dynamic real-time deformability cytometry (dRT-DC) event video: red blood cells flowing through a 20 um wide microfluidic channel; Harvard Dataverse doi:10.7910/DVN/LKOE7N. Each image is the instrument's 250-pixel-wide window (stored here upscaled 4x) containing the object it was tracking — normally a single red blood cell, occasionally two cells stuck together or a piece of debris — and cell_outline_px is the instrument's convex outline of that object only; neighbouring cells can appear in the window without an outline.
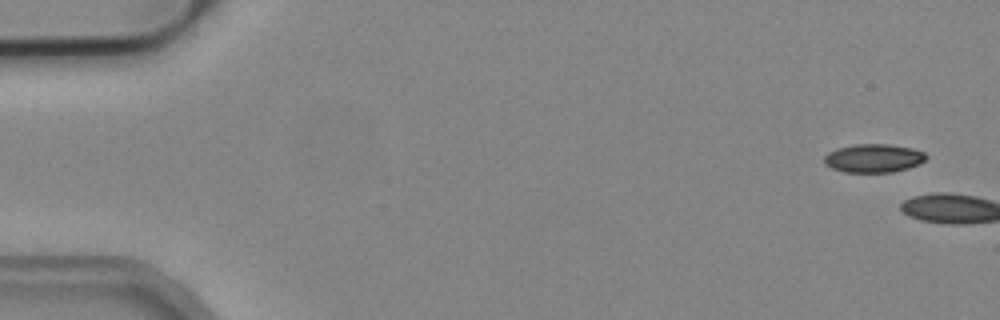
{"species": "common noctule bat (a hibernating species)", "species_latin": "Nyctalus noctula", "temperature_condition": "cold", "stored_images_in_passage": 9, "camera_frame_rate_fps": 3000, "um_per_image_px": 0.085, "animal": {"sex": "male", "body_mass_g": 19.2, "forearm_length_mm": 51.8}, "frame": {"image": 1, "passage_image": 1, "time_ms": 0.0, "image_size_px": [1000, 320], "cell_outline_px": [[928, 156], [920, 164], [908, 168], [892, 172], [844, 172], [832, 168], [824, 164], [824, 156], [828, 152], [836, 148], [856, 144], [888, 144], [912, 148], [924, 152]], "centroid_in_image_um": [74.24, 13.44], "position_along_channel_um": 10.8, "area_um2": 16.99}}
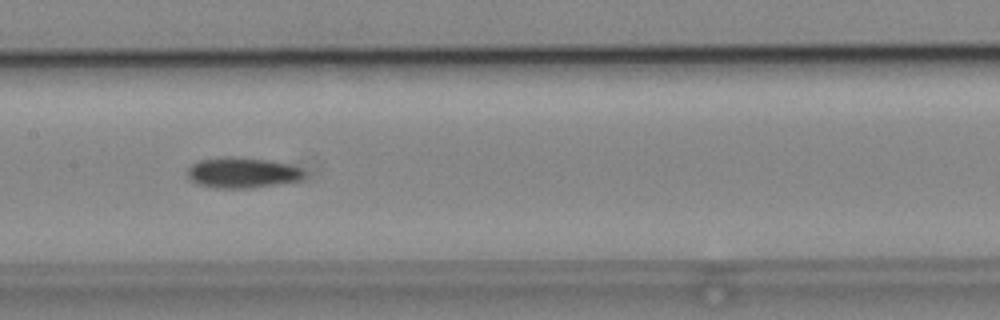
{"frame": {"image": 2, "passage_image": 8, "time_ms": 2.333, "image_size_px": [1000, 320], "cell_outline_px": [[308, 172], [300, 180], [252, 188], [216, 188], [200, 184], [188, 180], [188, 168], [192, 164], [200, 160], [220, 156], [236, 156], [268, 160], [288, 164], [304, 168]], "centroid_in_image_um": [20.62, 14.66], "position_along_channel_um": 186.8, "area_um2": 21.1}}
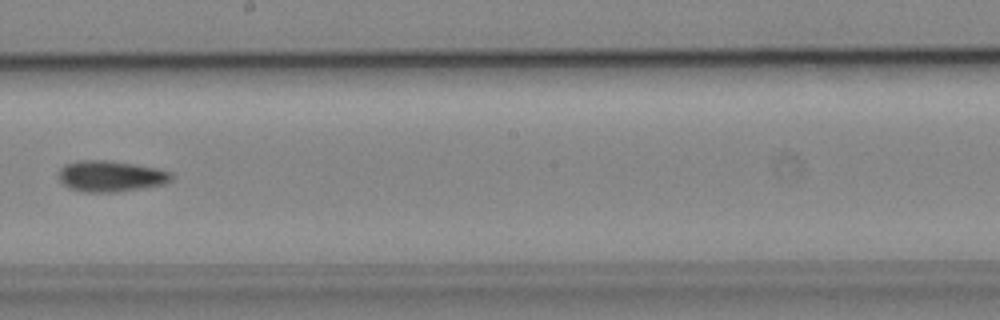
{"frame": {"image": 3, "passage_image": 9, "time_ms": 2.667, "image_size_px": [1000, 320], "cell_outline_px": [[172, 180], [164, 184], [116, 192], [84, 192], [68, 188], [60, 180], [60, 168], [64, 164], [76, 160], [104, 160], [132, 164], [156, 168], [172, 172]], "centroid_in_image_um": [9.39, 14.97], "position_along_channel_um": 238.8, "area_um2": 20.29}}